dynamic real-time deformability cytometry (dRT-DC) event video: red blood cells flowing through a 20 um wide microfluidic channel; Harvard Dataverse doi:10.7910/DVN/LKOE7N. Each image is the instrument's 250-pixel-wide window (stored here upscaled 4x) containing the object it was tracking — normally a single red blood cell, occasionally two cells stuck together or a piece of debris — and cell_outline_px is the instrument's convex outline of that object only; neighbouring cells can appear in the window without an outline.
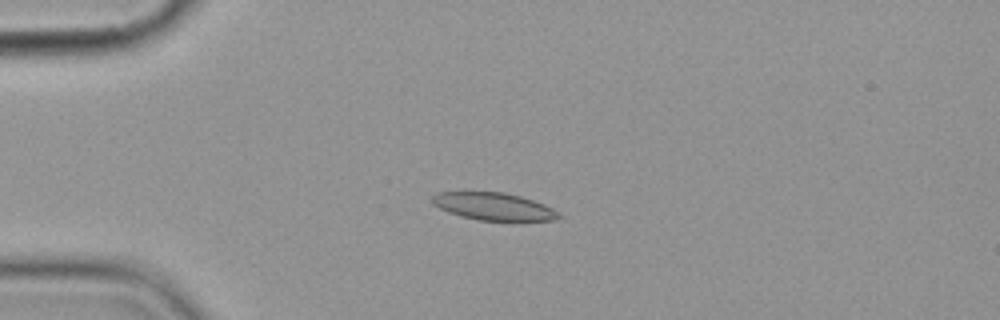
{"species": "common noctule bat (a hibernating species)", "species_latin": "Nyctalus noctula", "temperature_condition": "cold", "stored_images_in_passage": 5, "camera_frame_rate_fps": 3000, "um_per_image_px": 0.085, "animal": {"sex": "female", "body_mass_g": 19.9}, "frame": {"image": 1, "passage_image": 3, "time_ms": 3.0, "image_size_px": [1000, 320], "cell_outline_px": [[564, 216], [556, 220], [480, 220], [460, 216], [448, 212], [432, 204], [432, 196], [436, 192], [464, 188], [504, 192], [520, 196], [544, 204], [552, 208]], "centroid_in_image_um": [41.85, 17.48], "position_along_channel_um": 43.1, "area_um2": 21.15}}
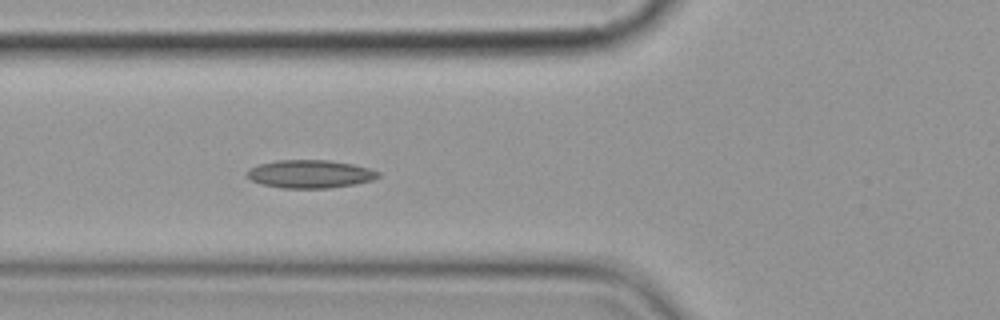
{"frame": {"image": 2, "passage_image": 5, "time_ms": 5.333, "image_size_px": [1000, 320], "cell_outline_px": [[380, 176], [372, 180], [356, 184], [328, 188], [280, 188], [260, 184], [244, 176], [244, 172], [260, 164], [276, 160], [328, 160], [352, 164], [368, 168], [380, 172]], "centroid_in_image_um": [26.32, 14.79], "position_along_channel_um": 99.5, "area_um2": 21.56}}